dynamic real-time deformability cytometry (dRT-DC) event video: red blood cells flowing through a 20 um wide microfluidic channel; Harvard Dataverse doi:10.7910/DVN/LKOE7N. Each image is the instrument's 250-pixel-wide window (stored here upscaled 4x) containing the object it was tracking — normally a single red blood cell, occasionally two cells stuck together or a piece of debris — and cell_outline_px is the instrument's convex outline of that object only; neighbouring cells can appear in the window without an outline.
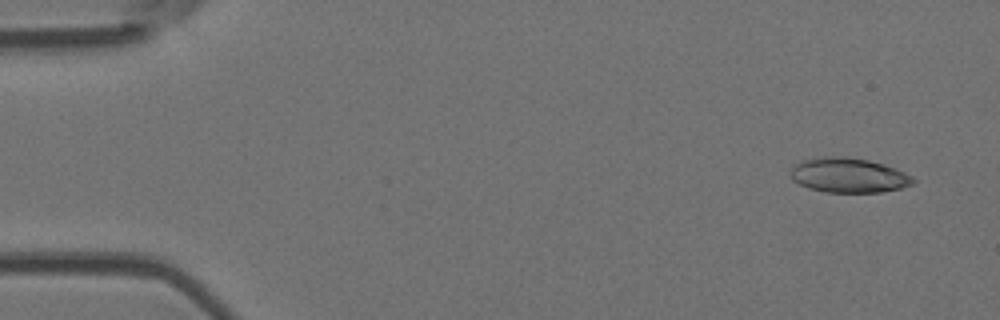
{"species": "Egyptian fruit bat (a non-hibernating species)", "species_latin": "Rousettus aegyptiacus", "temperature_condition": "room temperature", "stored_images_in_passage": 6, "camera_frame_rate_fps": 3000, "um_per_image_px": 0.085, "animal": {"sex": "female"}, "frame": {"image": 1, "passage_image": 1, "time_ms": 0.0, "image_size_px": [1000, 320], "cell_outline_px": [[916, 180], [912, 184], [900, 188], [880, 192], [824, 192], [808, 188], [792, 180], [788, 172], [796, 164], [804, 160], [824, 156], [844, 156], [868, 160], [884, 164], [904, 172], [912, 176]], "centroid_in_image_um": [72.1, 14.9], "position_along_channel_um": 12.9, "area_um2": 24.8}}
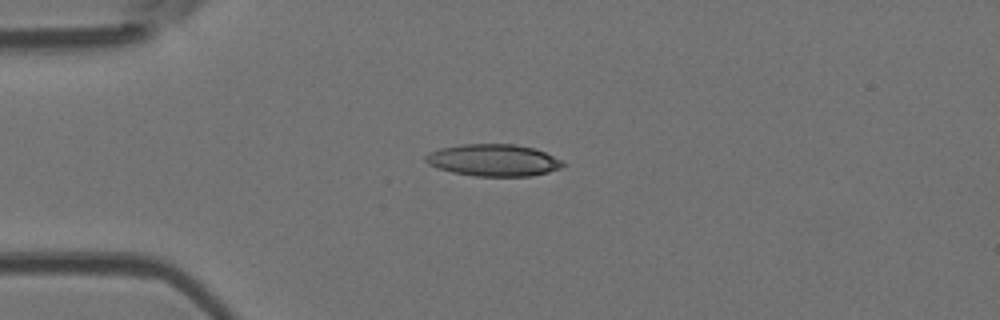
{"frame": {"image": 2, "passage_image": 4, "time_ms": 3.333, "image_size_px": [1000, 320], "cell_outline_px": [[568, 164], [560, 168], [548, 172], [532, 176], [476, 176], [452, 172], [436, 168], [428, 164], [424, 160], [424, 156], [428, 152], [440, 148], [464, 144], [516, 144], [536, 148]], "centroid_in_image_um": [41.92, 13.61], "position_along_channel_um": 43.1, "area_um2": 25.72}}
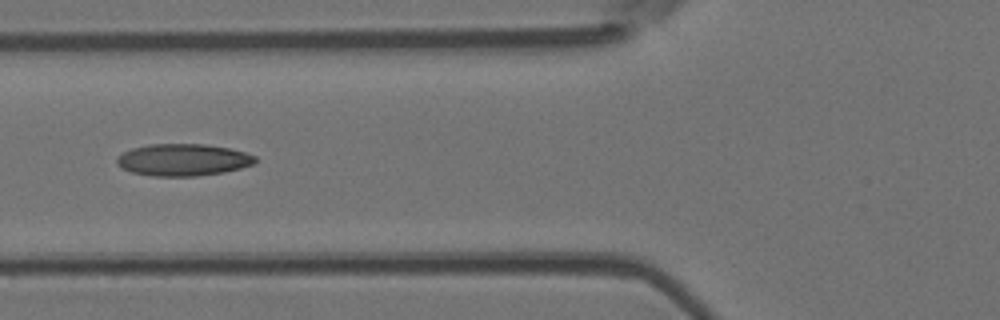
{"frame": {"image": 3, "passage_image": 6, "time_ms": 5.667, "image_size_px": [1000, 320], "cell_outline_px": [[256, 160], [252, 164], [240, 168], [224, 172], [196, 176], [152, 176], [132, 172], [120, 168], [116, 164], [116, 156], [132, 148], [148, 144], [204, 144], [228, 148], [244, 152], [256, 156]], "centroid_in_image_um": [15.51, 13.59], "position_along_channel_um": 110.3, "area_um2": 25.84}}